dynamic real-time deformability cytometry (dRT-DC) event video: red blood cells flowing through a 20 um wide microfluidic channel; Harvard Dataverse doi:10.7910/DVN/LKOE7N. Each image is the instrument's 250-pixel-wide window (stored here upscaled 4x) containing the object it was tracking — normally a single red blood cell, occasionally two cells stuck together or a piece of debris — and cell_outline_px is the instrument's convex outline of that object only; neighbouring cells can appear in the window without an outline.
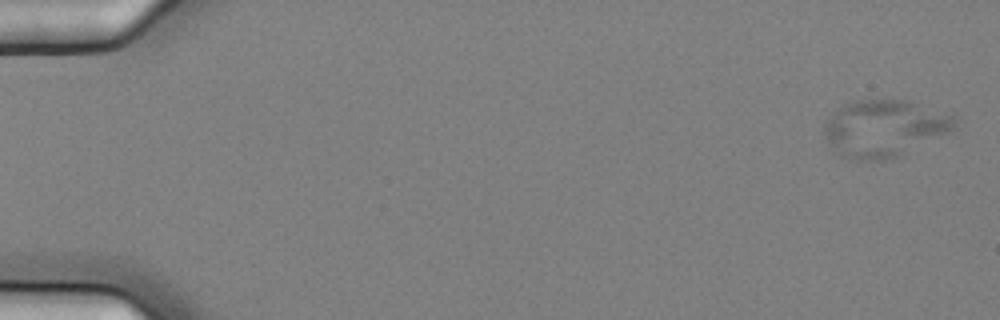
{"species": "common noctule bat (a hibernating species)", "species_latin": "Nyctalus noctula", "temperature_condition": "cold", "stored_images_in_passage": 9, "camera_frame_rate_fps": 3000, "um_per_image_px": 0.085, "animal": {"sex": "female", "body_mass_g": 25.1}, "frame": {"image": 1, "passage_image": 1, "time_ms": 0.0, "image_size_px": [1000, 320], "cell_outline_px": [[956, 128], [948, 132], [896, 156], [884, 160], [848, 160], [840, 156], [828, 140], [824, 132], [824, 124], [844, 104], [856, 100], [908, 100], [952, 116], [956, 120]], "centroid_in_image_um": [75.13, 10.91], "position_along_channel_um": 9.9, "area_um2": 42.19}}
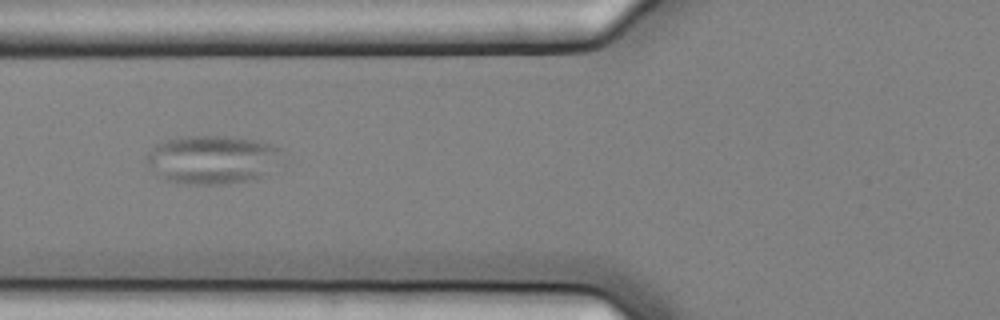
{"frame": {"image": 2, "passage_image": 7, "time_ms": 2.0, "image_size_px": [1000, 320], "cell_outline_px": [[284, 148], [264, 176], [252, 180], [228, 184], [188, 184], [164, 180], [156, 176], [144, 160], [148, 152], [156, 144], [168, 140], [184, 136], [228, 136], [256, 140], [272, 144]], "centroid_in_image_um": [17.99, 13.57], "position_along_channel_um": 107.8, "area_um2": 38.44}}
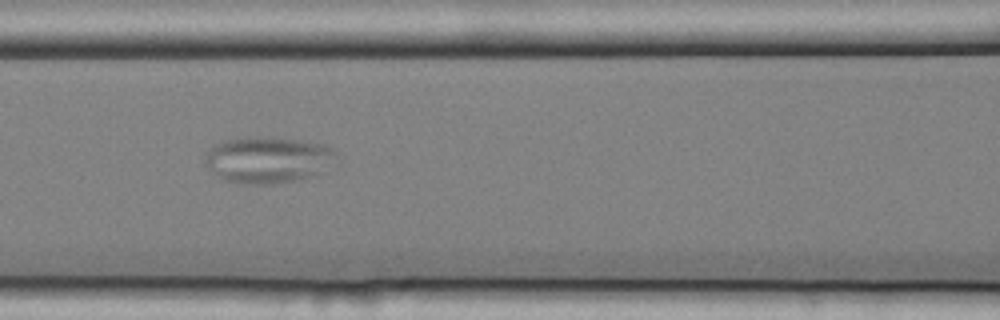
{"frame": {"image": 3, "passage_image": 8, "time_ms": 2.333, "image_size_px": [1000, 320], "cell_outline_px": [[336, 156], [316, 172], [308, 176], [296, 180], [276, 184], [240, 184], [224, 180], [212, 172], [204, 164], [204, 152], [212, 144], [224, 140], [256, 136], [296, 140], [324, 144], [332, 148], [336, 152]], "centroid_in_image_um": [22.61, 13.57], "position_along_channel_um": 144.0, "area_um2": 35.2}}